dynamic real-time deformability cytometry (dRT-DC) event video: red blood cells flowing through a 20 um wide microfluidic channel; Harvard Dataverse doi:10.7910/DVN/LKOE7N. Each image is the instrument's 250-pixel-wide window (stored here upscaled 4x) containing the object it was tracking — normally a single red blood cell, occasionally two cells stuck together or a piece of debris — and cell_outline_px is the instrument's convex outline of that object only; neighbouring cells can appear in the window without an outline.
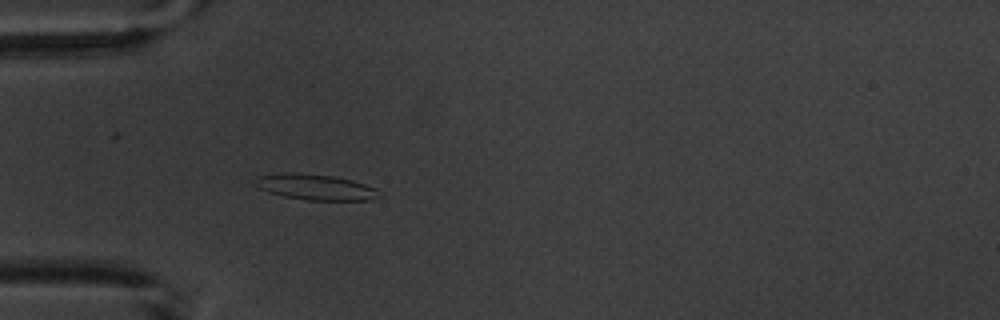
{"species": "common noctule bat (a hibernating species)", "species_latin": "Nyctalus noctula", "temperature_condition": "warm", "stored_images_in_passage": 4, "camera_frame_rate_fps": 3000, "um_per_image_px": 0.085, "animal": {"sex": "male", "body_mass_g": 20.1, "forearm_length_mm": 53.5}, "frame": {"image": 1, "passage_image": 4, "time_ms": 4.333, "image_size_px": [1000, 320], "cell_outline_px": [[380, 196], [372, 200], [308, 200], [284, 196], [268, 192], [252, 184], [252, 180], [256, 176], [284, 172], [300, 172], [332, 176], [352, 180], [376, 188]], "centroid_in_image_um": [26.75, 15.88], "position_along_channel_um": 58.3, "area_um2": 18.79}}